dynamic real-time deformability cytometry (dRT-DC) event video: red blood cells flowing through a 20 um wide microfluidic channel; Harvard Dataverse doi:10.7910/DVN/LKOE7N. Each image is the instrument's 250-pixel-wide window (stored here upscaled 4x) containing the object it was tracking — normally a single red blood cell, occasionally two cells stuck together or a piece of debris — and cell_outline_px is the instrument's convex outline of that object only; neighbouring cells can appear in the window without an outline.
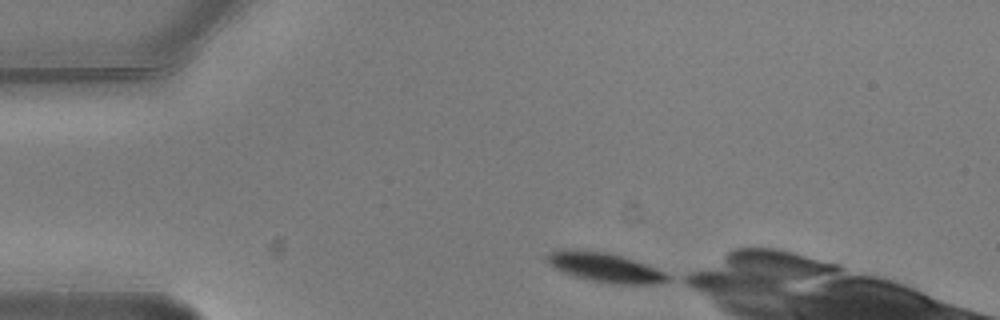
{"species": "common noctule bat (a hibernating species)", "species_latin": "Nyctalus noctula", "temperature_condition": "warm", "stored_images_in_passage": 5, "camera_frame_rate_fps": 3000, "um_per_image_px": 0.085, "animal": {"sex": "male", "body_mass_g": 20.5, "forearm_length_mm": 52.5}, "frame": {"image": 1, "passage_image": 1, "time_ms": 0.0, "image_size_px": [1000, 320], "cell_outline_px": [[672, 280], [656, 284], [608, 284], [576, 276], [564, 272], [548, 264], [544, 260], [544, 256], [548, 252], [604, 252], [620, 256], [656, 268], [672, 276]], "centroid_in_image_um": [51.51, 22.79], "position_along_channel_um": 33.5, "area_um2": 19.88}}
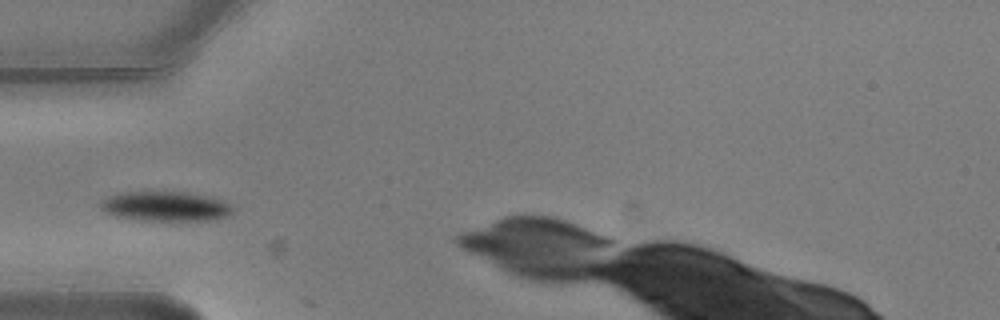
{"frame": {"image": 2, "passage_image": 3, "time_ms": 0.667, "image_size_px": [1000, 320], "cell_outline_px": [[236, 212], [216, 220], [140, 220], [116, 216], [104, 212], [96, 204], [100, 200], [108, 196], [124, 192], [188, 192], [208, 196], [224, 200], [236, 208]], "centroid_in_image_um": [14.09, 17.53], "position_along_channel_um": 70.9, "area_um2": 23.29}}
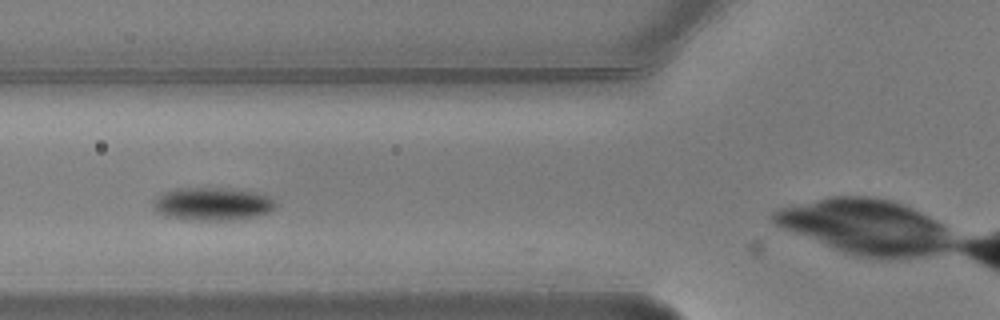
{"frame": {"image": 3, "passage_image": 4, "time_ms": 1.0, "image_size_px": [1000, 320], "cell_outline_px": [[276, 208], [268, 212], [256, 216], [232, 220], [184, 220], [168, 216], [156, 212], [152, 204], [152, 200], [160, 192], [176, 188], [228, 188], [256, 192], [268, 196], [276, 204]], "centroid_in_image_um": [18.0, 17.33], "position_along_channel_um": 107.8, "area_um2": 23.81}}